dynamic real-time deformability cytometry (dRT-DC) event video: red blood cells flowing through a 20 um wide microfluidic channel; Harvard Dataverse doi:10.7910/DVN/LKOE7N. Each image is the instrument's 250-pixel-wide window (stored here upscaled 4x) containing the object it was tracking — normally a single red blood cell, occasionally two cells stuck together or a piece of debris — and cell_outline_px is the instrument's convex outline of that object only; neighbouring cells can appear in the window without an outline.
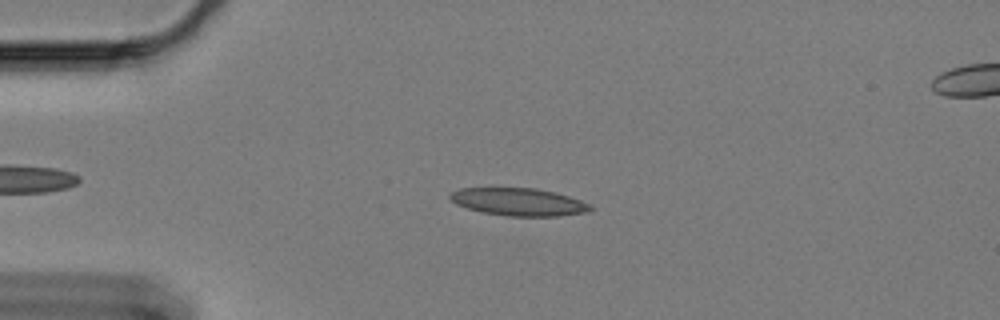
{"species": "Egyptian fruit bat (a non-hibernating species)", "species_latin": "Rousettus aegyptiacus", "temperature_condition": "cold", "stored_images_in_passage": 53, "camera_frame_rate_fps": 3000, "um_per_image_px": 0.085, "animal": {"sex": "female"}, "frame": {"image": 1, "passage_image": 13, "time_ms": 4.0, "image_size_px": [1000, 320], "cell_outline_px": [[592, 208], [588, 212], [560, 216], [508, 216], [484, 212], [468, 208], [456, 204], [448, 196], [452, 192], [460, 188], [536, 188], [568, 196], [592, 204]], "centroid_in_image_um": [44.11, 17.16], "position_along_channel_um": 40.9, "area_um2": 22.43}}
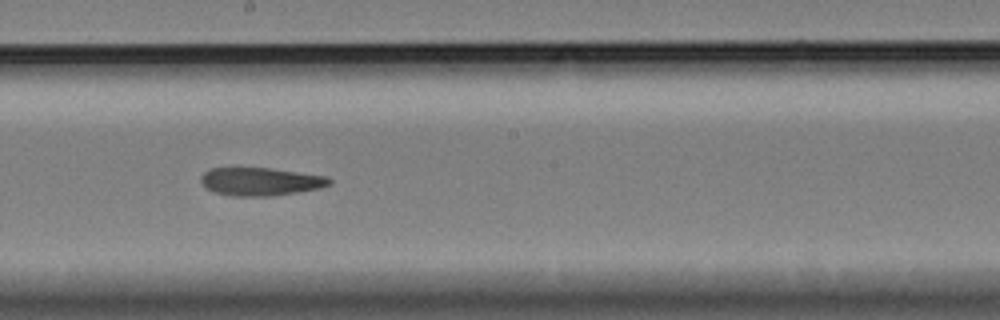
{"frame": {"image": 2, "passage_image": 32, "time_ms": 10.333, "image_size_px": [1000, 320], "cell_outline_px": [[332, 184], [320, 188], [272, 196], [232, 196], [216, 192], [204, 188], [200, 180], [200, 176], [204, 172], [212, 168], [268, 168], [328, 176], [332, 180]], "centroid_in_image_um": [22.14, 15.43], "position_along_channel_um": 226.1, "area_um2": 21.04}}
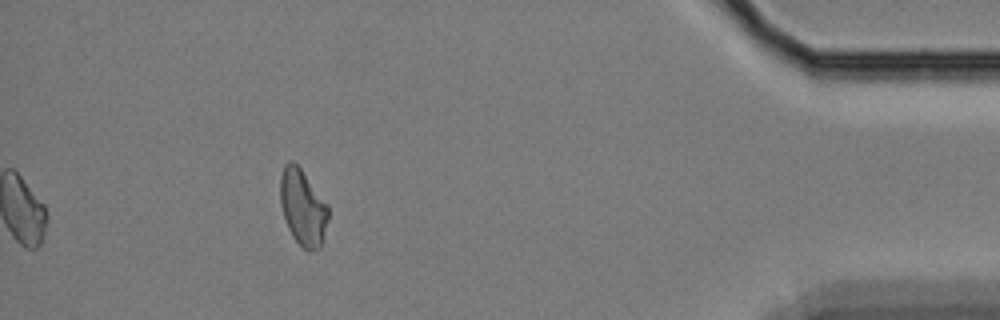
{"frame": {"image": 3, "passage_image": 53, "time_ms": 17.333, "image_size_px": [1000, 320], "cell_outline_px": [[328, 220], [324, 240], [320, 248], [312, 252], [308, 252], [292, 236], [288, 228], [280, 204], [280, 176], [284, 164], [288, 160], [292, 160], [300, 168], [328, 204]], "centroid_in_image_um": [25.75, 17.65], "position_along_channel_um": 409.5, "area_um2": 21.5}, "authors_computed_cell_mechanics": {"area_um2": 21.7906, "velocity_mm_per_s": 3.3405, "shape_relaxation_time_tau1_ms": null, "shape_relaxation_time_tau2_ms": 6.9346, "deformation_change_tau1": null, "deformation_change_tau2": 0.1539}}